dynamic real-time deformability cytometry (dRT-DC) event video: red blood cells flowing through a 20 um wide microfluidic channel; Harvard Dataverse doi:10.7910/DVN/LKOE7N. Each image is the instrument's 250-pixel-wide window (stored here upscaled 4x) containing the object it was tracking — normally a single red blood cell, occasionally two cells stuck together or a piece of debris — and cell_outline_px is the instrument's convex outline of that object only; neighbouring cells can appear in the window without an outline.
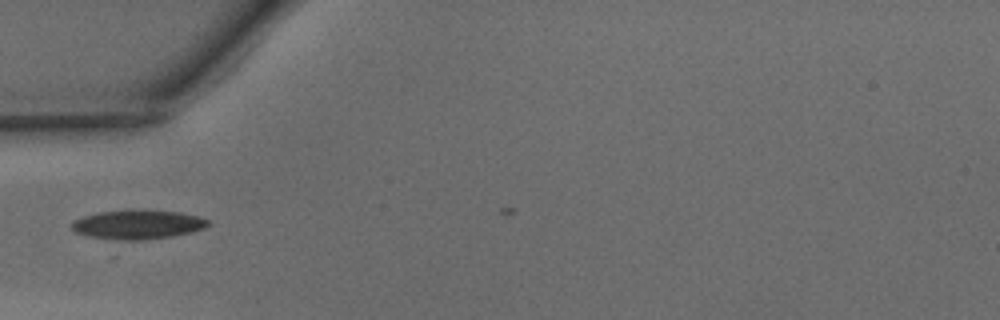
{"species": "common noctule bat (a hibernating species)", "species_latin": "Nyctalus noctula", "temperature_condition": "warm", "stored_images_in_passage": 4, "camera_frame_rate_fps": 3000, "um_per_image_px": 0.085, "animal": {"sex": "male", "body_mass_g": 15.6}, "frame": {"image": 1, "passage_image": 2, "time_ms": 0.333, "image_size_px": [1000, 320], "cell_outline_px": [[208, 224], [204, 228], [192, 232], [172, 236], [144, 240], [116, 240], [92, 236], [76, 232], [72, 228], [72, 220], [96, 212], [132, 208], [144, 208], [180, 212], [196, 216], [208, 220]], "centroid_in_image_um": [11.69, 19.05], "position_along_channel_um": 73.3, "area_um2": 23.58}}